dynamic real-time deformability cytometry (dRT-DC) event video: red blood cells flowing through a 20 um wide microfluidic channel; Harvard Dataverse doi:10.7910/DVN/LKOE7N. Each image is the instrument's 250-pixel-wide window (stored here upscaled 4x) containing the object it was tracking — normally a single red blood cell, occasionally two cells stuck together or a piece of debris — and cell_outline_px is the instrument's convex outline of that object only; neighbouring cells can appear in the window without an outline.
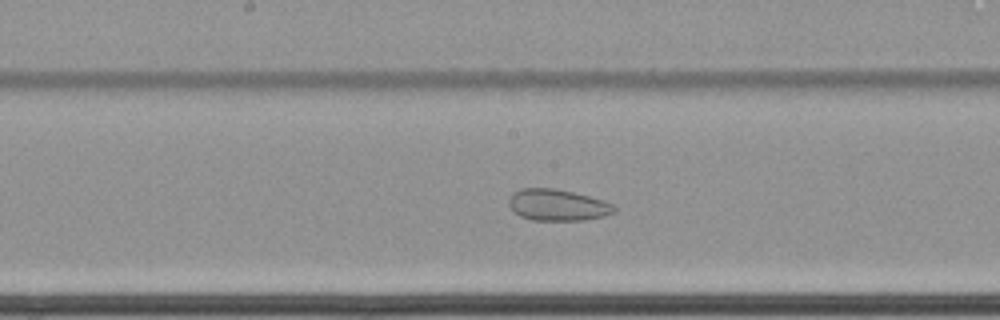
{"species": "common noctule bat (a hibernating species)", "species_latin": "Nyctalus noctula", "temperature_condition": "cold", "stored_images_in_passage": 67, "camera_frame_rate_fps": 3000, "um_per_image_px": 0.085, "animal": {"sex": "female", "body_mass_g": 22.7, "forearm_length_mm": 54.2}, "frame": {"image": 1, "passage_image": 39, "time_ms": 12.667, "image_size_px": [1000, 320], "cell_outline_px": [[616, 212], [604, 216], [584, 220], [532, 220], [520, 216], [512, 212], [508, 204], [508, 200], [512, 192], [520, 188], [556, 188], [604, 200], [612, 204], [616, 208]], "centroid_in_image_um": [47.35, 17.42], "position_along_channel_um": 200.8, "area_um2": 19.54}}
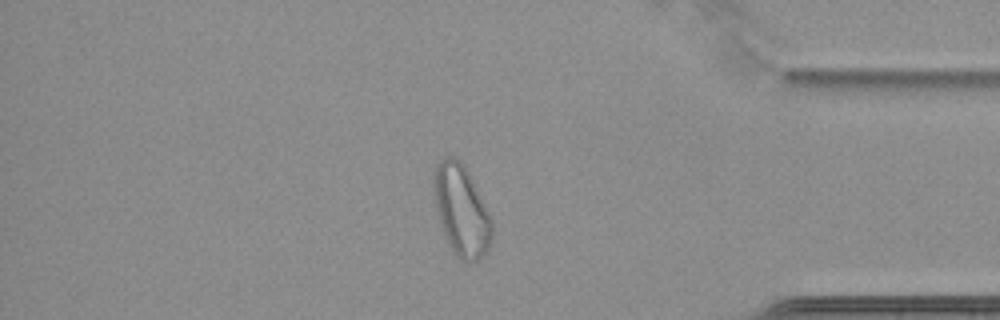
{"frame": {"image": 2, "passage_image": 58, "time_ms": 19.0, "image_size_px": [1000, 320], "cell_outline_px": [[492, 240], [488, 252], [476, 260], [460, 260], [452, 252], [444, 236], [436, 212], [432, 192], [432, 172], [436, 164], [444, 156], [456, 156], [464, 164], [492, 220]], "centroid_in_image_um": [39.17, 17.86], "position_along_channel_um": 396.0, "area_um2": 31.33}}